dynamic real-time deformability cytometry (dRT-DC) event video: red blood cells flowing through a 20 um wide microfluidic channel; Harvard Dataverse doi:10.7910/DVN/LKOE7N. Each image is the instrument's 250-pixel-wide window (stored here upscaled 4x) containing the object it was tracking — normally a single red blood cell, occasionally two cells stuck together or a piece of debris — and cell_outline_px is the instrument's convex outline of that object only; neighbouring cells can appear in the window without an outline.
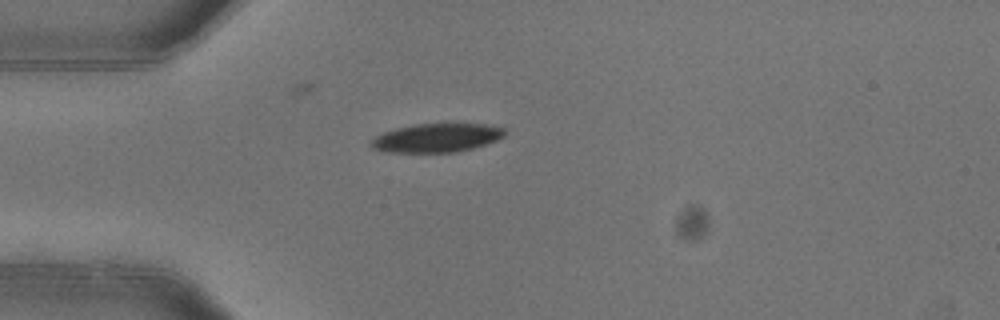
{"species": "common noctule bat (a hibernating species)", "species_latin": "Nyctalus noctula", "temperature_condition": "warm", "stored_images_in_passage": 1, "camera_frame_rate_fps": 3000, "um_per_image_px": 0.085, "animal": {"sex": "female"}, "frame": {"image": 1, "passage_image": 1, "time_ms": 0.0, "image_size_px": [1000, 320], "cell_outline_px": [[508, 132], [504, 136], [496, 140], [472, 148], [456, 152], [388, 152], [372, 148], [372, 140], [376, 136], [384, 132], [396, 128], [416, 124], [484, 124], [504, 128]], "centroid_in_image_um": [37.14, 11.71], "position_along_channel_um": 47.9, "area_um2": 22.08}}